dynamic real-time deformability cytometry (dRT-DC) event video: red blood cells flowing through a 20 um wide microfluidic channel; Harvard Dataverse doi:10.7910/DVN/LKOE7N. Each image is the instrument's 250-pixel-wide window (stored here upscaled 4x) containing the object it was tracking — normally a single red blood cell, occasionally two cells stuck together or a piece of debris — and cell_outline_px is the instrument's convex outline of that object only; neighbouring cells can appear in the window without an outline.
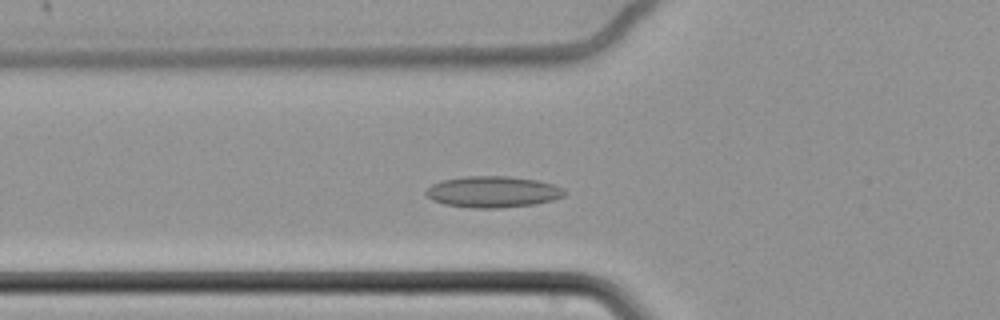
{"species": "common noctule bat (a hibernating species)", "species_latin": "Nyctalus noctula", "temperature_condition": "cold", "stored_images_in_passage": 58, "camera_frame_rate_fps": 3000, "um_per_image_px": 0.085, "animal": {"sex": "female", "body_mass_g": 22.7, "forearm_length_mm": 54.2}, "frame": {"image": 1, "passage_image": 19, "time_ms": 6.0, "image_size_px": [1000, 320], "cell_outline_px": [[568, 192], [564, 196], [552, 200], [532, 204], [500, 208], [472, 208], [444, 204], [432, 200], [424, 192], [432, 184], [444, 180], [464, 176], [508, 176], [536, 180], [556, 184], [564, 188]], "centroid_in_image_um": [41.92, 16.3], "position_along_channel_um": 83.9, "area_um2": 25.32}}
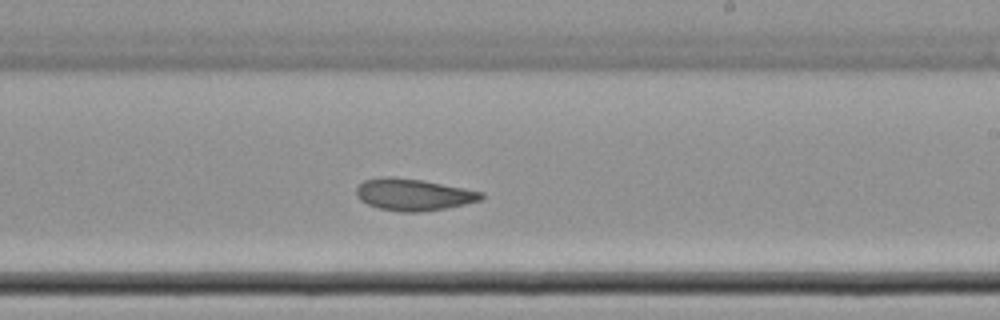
{"frame": {"image": 2, "passage_image": 34, "time_ms": 11.0, "image_size_px": [1000, 320], "cell_outline_px": [[484, 200], [444, 208], [420, 212], [400, 212], [380, 208], [368, 204], [360, 200], [356, 196], [356, 188], [364, 180], [384, 176], [392, 176], [424, 180], [484, 192]], "centroid_in_image_um": [35.15, 16.53], "position_along_channel_um": 253.9, "area_um2": 23.29}}
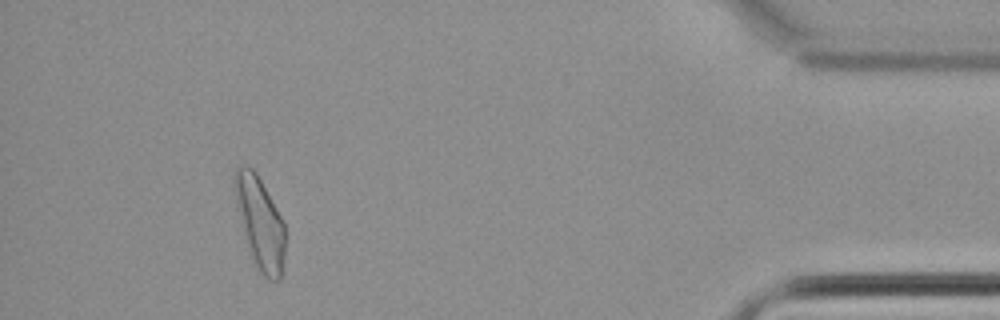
{"frame": {"image": 3, "passage_image": 53, "time_ms": 17.333, "image_size_px": [1000, 320], "cell_outline_px": [[284, 256], [280, 280], [268, 280], [260, 272], [252, 256], [244, 236], [240, 224], [236, 208], [232, 188], [232, 180], [236, 168], [252, 168], [256, 172], [284, 220]], "centroid_in_image_um": [22.07, 18.91], "position_along_channel_um": 413.1, "area_um2": 27.05}, "authors_computed_cell_mechanics": {"area_um2": 24.6228, "velocity_mm_per_s": 3.417, "shape_relaxation_time_tau1_ms": null, "shape_relaxation_time_tau2_ms": 7.8183, "deformation_change_tau1": null, "deformation_change_tau2": 0.1247}}